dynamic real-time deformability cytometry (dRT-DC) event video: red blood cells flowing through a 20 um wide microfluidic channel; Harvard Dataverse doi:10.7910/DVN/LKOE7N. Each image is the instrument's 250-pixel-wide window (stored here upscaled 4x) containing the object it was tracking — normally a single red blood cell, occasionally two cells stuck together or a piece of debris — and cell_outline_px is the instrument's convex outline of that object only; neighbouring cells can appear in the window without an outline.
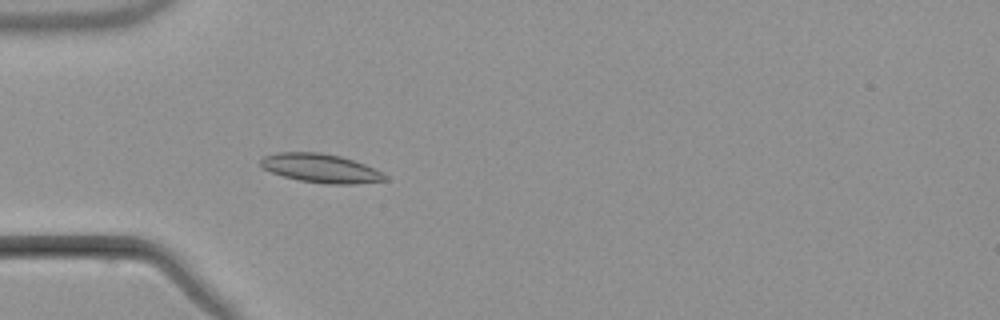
{"species": "common noctule bat (a hibernating species)", "species_latin": "Nyctalus noctula", "temperature_condition": "warm", "stored_images_in_passage": 4, "camera_frame_rate_fps": 3000, "um_per_image_px": 0.085, "animal": {"sex": "male", "body_mass_g": 21.5, "forearm_length_mm": 52.0}, "frame": {"image": 1, "passage_image": 4, "time_ms": 3.667, "image_size_px": [1000, 320], "cell_outline_px": [[388, 180], [356, 184], [324, 184], [300, 180], [284, 176], [272, 172], [264, 168], [260, 164], [260, 160], [264, 156], [280, 152], [320, 152], [340, 156], [364, 164], [384, 172], [388, 176]], "centroid_in_image_um": [27.31, 14.31], "position_along_channel_um": 57.7, "area_um2": 20.87}}